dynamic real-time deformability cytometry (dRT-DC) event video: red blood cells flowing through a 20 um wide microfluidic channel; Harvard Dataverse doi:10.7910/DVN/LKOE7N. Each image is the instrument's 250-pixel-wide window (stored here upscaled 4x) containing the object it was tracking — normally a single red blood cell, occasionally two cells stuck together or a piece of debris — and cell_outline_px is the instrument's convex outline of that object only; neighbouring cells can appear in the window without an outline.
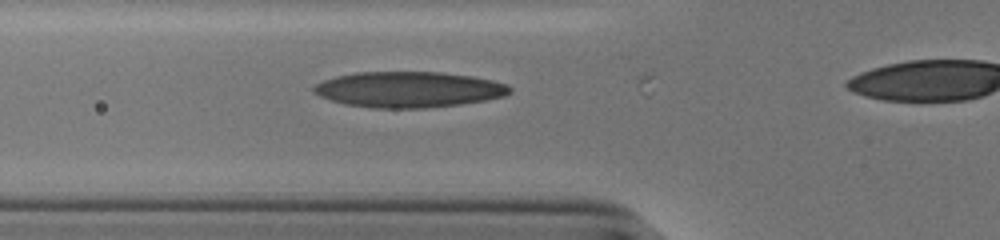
{"species": "human", "species_latin": "Homo sapiens", "temperature_condition": "cold", "stored_images_in_passage": 10, "camera_frame_rate_fps": 3000, "um_per_image_px": 0.085, "donor": {"sex": "male"}, "frame": {"image": 1, "passage_image": 4, "time_ms": 1.0, "image_size_px": [1000, 240], "cell_outline_px": [[512, 92], [504, 96], [484, 100], [460, 104], [424, 108], [372, 108], [344, 104], [320, 96], [312, 92], [312, 88], [316, 84], [324, 80], [336, 76], [356, 72], [440, 72], [472, 76], [492, 80], [508, 84], [512, 88]], "centroid_in_image_um": [34.74, 7.6], "position_along_channel_um": 91.1, "area_um2": 40.92}}
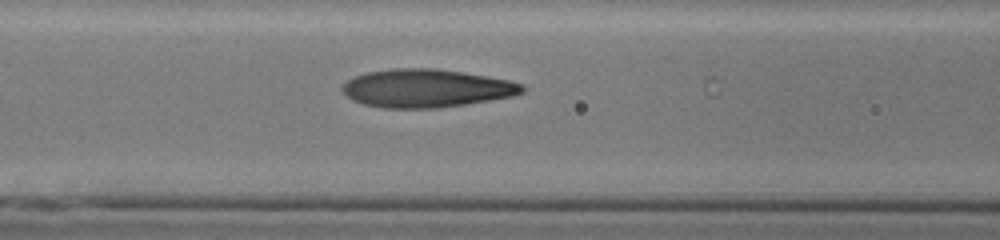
{"frame": {"image": 2, "passage_image": 7, "time_ms": 2.0, "image_size_px": [1000, 240], "cell_outline_px": [[524, 92], [512, 96], [464, 104], [436, 108], [384, 108], [364, 104], [352, 100], [340, 88], [348, 80], [356, 76], [368, 72], [392, 68], [436, 68], [488, 76], [508, 80], [524, 84]], "centroid_in_image_um": [36.24, 7.5], "position_along_channel_um": 130.4, "area_um2": 39.82}}